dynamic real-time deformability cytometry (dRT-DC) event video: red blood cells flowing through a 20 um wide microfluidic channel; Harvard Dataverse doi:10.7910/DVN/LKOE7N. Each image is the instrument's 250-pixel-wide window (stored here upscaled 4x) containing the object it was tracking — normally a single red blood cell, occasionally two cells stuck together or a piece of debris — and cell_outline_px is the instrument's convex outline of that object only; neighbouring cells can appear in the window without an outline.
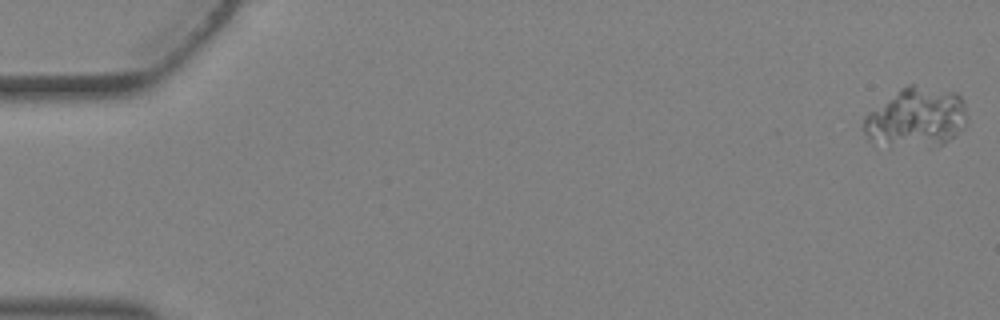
{"species": "Egyptian fruit bat (a non-hibernating species)", "species_latin": "Rousettus aegyptiacus", "temperature_condition": "warm", "stored_images_in_passage": 3, "camera_frame_rate_fps": 3000, "um_per_image_px": 0.085, "animal": {"sex": "female"}, "frame": {"image": 1, "passage_image": 3, "time_ms": 0.667, "image_size_px": [1000, 320], "cell_outline_px": [[968, 116], [964, 128], [944, 144], [936, 148], [888, 140], [868, 136], [864, 132], [864, 116], [868, 112], [900, 88], [908, 84], [916, 84], [956, 92], [964, 100]], "centroid_in_image_um": [78.02, 9.9], "position_along_channel_um": 7.0, "area_um2": 35.03}}